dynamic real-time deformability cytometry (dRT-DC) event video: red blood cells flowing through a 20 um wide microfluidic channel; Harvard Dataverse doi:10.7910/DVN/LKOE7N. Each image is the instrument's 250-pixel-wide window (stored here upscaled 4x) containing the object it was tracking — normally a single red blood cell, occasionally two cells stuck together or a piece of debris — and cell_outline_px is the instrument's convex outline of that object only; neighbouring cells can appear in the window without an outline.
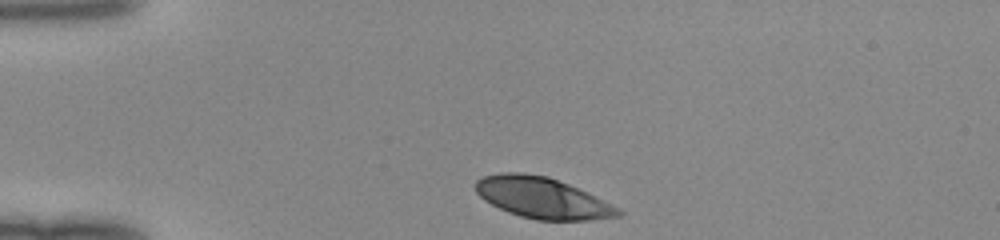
{"species": "human", "species_latin": "Homo sapiens", "temperature_condition": "room temperature", "stored_images_in_passage": 31, "camera_frame_rate_fps": 3000, "um_per_image_px": 0.085, "donor": {"sex": "female"}, "frame": {"image": 1, "passage_image": 1, "time_ms": 0.0, "image_size_px": [1000, 240], "cell_outline_px": [[624, 212], [620, 216], [588, 220], [536, 220], [520, 216], [508, 212], [484, 200], [476, 192], [476, 180], [484, 176], [500, 172], [524, 172], [548, 176], [588, 192], [620, 208]], "centroid_in_image_um": [46.11, 16.81], "position_along_channel_um": 38.9, "area_um2": 34.16}}
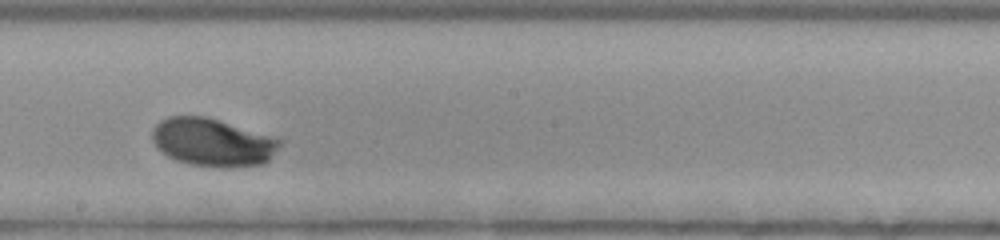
{"frame": {"image": 2, "passage_image": 18, "time_ms": 5.667, "image_size_px": [1000, 240], "cell_outline_px": [[284, 140], [268, 160], [264, 164], [228, 168], [224, 168], [188, 164], [176, 160], [168, 156], [156, 148], [152, 140], [152, 128], [160, 120], [168, 116], [204, 116]], "centroid_in_image_um": [18.03, 12.11], "position_along_channel_um": 230.2, "area_um2": 35.6}}
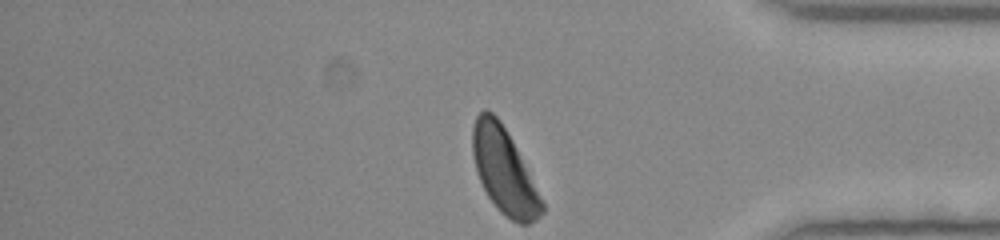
{"frame": {"image": 3, "passage_image": 31, "time_ms": 10.0, "image_size_px": [1000, 240], "cell_outline_px": [[544, 212], [536, 220], [528, 224], [520, 224], [512, 220], [500, 212], [488, 196], [476, 172], [472, 152], [472, 128], [476, 116], [484, 108], [492, 112], [500, 120], [512, 140], [544, 204]], "centroid_in_image_um": [42.82, 14.52], "position_along_channel_um": 392.4, "area_um2": 34.04}}